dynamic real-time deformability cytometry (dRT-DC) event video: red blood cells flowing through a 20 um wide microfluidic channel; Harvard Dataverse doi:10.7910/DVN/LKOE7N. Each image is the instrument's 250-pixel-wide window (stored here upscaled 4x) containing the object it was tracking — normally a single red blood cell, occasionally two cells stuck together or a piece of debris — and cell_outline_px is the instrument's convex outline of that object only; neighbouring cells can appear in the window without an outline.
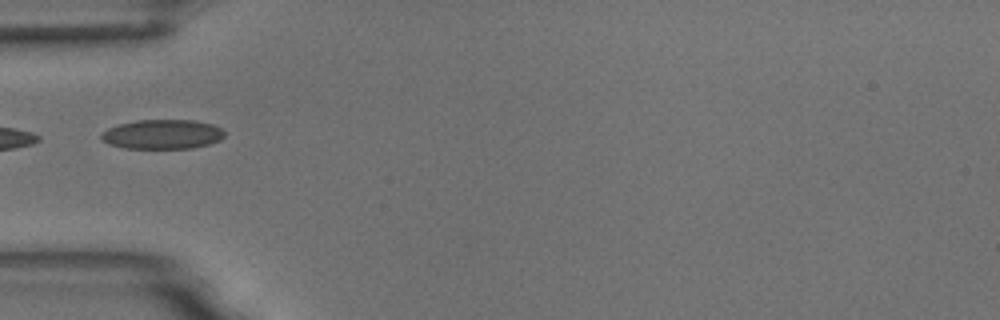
{"species": "common noctule bat (a hibernating species)", "species_latin": "Nyctalus noctula", "temperature_condition": "room temperature", "stored_images_in_passage": 5, "camera_frame_rate_fps": 3000, "um_per_image_px": 0.085, "animal": {"sex": "male", "body_mass_g": 18.8}, "frame": {"image": 1, "passage_image": 5, "time_ms": 1.333, "image_size_px": [1000, 320], "cell_outline_px": [[224, 136], [220, 140], [208, 144], [192, 148], [124, 148], [108, 144], [100, 136], [108, 128], [120, 124], [136, 120], [196, 120], [212, 124], [220, 128], [224, 132]], "centroid_in_image_um": [13.82, 11.41], "position_along_channel_um": 71.2, "area_um2": 21.04}}